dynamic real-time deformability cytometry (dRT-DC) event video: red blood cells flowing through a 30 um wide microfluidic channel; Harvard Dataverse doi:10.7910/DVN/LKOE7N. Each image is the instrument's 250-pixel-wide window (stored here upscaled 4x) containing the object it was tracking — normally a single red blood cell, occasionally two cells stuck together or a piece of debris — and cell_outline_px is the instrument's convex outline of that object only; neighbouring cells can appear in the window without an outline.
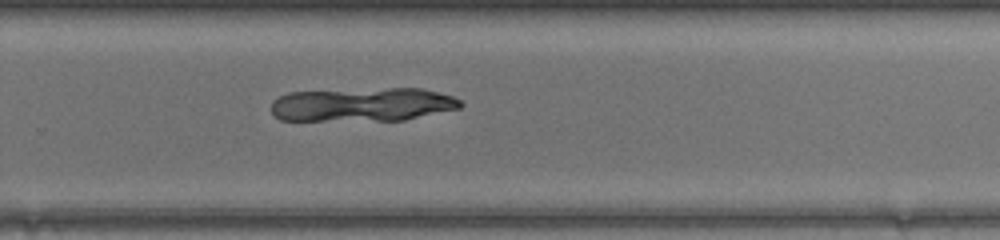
{"species": "common noctule bat (a hibernating species)", "species_latin": "Nyctalus noctula", "temperature_condition": "warm", "stored_images_in_passage": 47, "camera_frame_rate_fps": 3000, "um_per_image_px": 0.085, "animal": {"sex": "female", "body_mass_g": 17.0, "forearm_length_mm": 48.0}, "frame": {"image": 1, "passage_image": 32, "time_ms": 10.333, "image_size_px": [1000, 240], "cell_outline_px": [[464, 104], [460, 108], [404, 120], [280, 120], [272, 116], [272, 100], [288, 92], [388, 88], [424, 88], [452, 96], [460, 100]], "centroid_in_image_um": [30.81, 8.88], "position_along_channel_um": 299.0, "area_um2": 37.28}}